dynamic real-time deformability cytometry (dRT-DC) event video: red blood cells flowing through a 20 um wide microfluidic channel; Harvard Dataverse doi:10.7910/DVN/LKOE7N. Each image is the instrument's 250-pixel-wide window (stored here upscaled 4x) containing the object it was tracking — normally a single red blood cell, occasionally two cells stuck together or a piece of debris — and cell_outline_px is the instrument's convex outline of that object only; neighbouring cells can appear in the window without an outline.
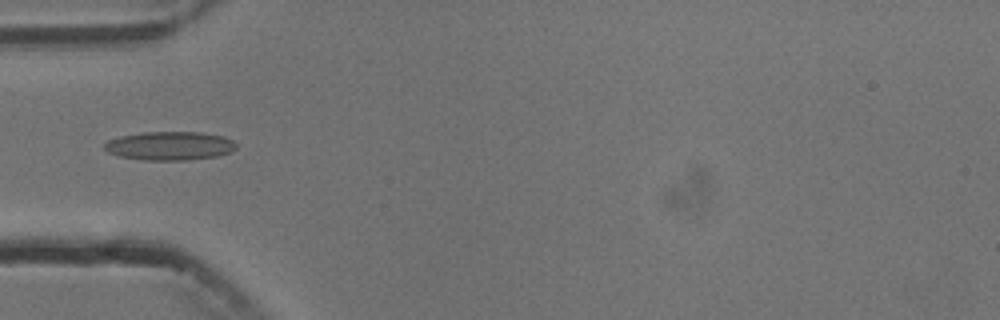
{"species": "common noctule bat (a hibernating species)", "species_latin": "Nyctalus noctula", "temperature_condition": "cold", "stored_images_in_passage": 8, "camera_frame_rate_fps": 3000, "um_per_image_px": 0.085, "animal": {"sex": "male", "body_mass_g": 13.3}, "frame": {"image": 1, "passage_image": 5, "time_ms": 5.667, "image_size_px": [1000, 320], "cell_outline_px": [[236, 148], [228, 152], [216, 156], [184, 160], [144, 160], [120, 156], [108, 152], [104, 148], [104, 144], [108, 140], [120, 136], [144, 132], [200, 132], [224, 136], [232, 140], [236, 144]], "centroid_in_image_um": [14.41, 12.39], "position_along_channel_um": 70.6, "area_um2": 21.85}}
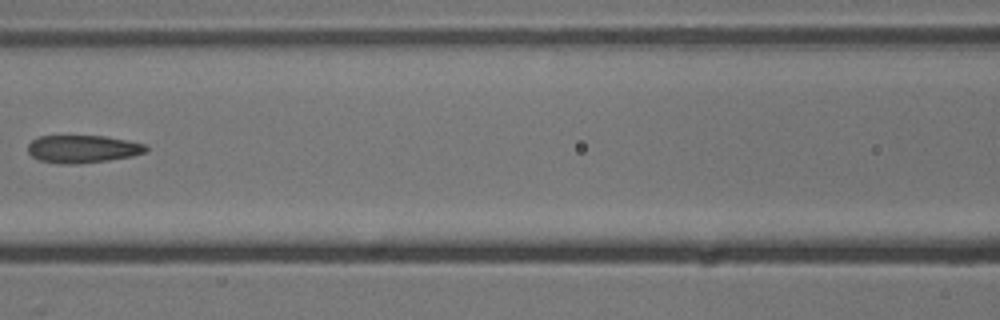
{"frame": {"image": 2, "passage_image": 7, "time_ms": 8.0, "image_size_px": [1000, 320], "cell_outline_px": [[148, 152], [132, 156], [108, 160], [76, 164], [64, 164], [40, 160], [32, 156], [28, 152], [28, 144], [32, 140], [40, 136], [104, 136], [144, 144], [148, 148]], "centroid_in_image_um": [7.03, 12.66], "position_along_channel_um": 159.6, "area_um2": 18.9}}
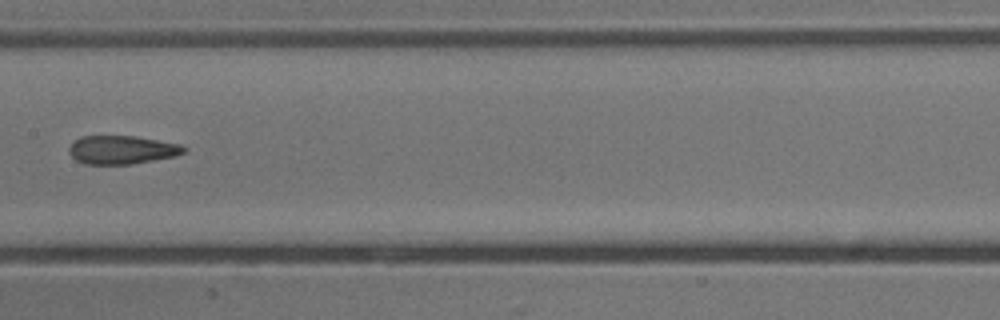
{"frame": {"image": 3, "passage_image": 8, "time_ms": 9.0, "image_size_px": [1000, 320], "cell_outline_px": [[188, 148], [184, 152], [176, 156], [132, 164], [84, 164], [76, 160], [68, 152], [68, 148], [72, 140], [80, 136], [136, 136], [180, 144]], "centroid_in_image_um": [10.33, 12.73], "position_along_channel_um": 197.1, "area_um2": 19.25}}